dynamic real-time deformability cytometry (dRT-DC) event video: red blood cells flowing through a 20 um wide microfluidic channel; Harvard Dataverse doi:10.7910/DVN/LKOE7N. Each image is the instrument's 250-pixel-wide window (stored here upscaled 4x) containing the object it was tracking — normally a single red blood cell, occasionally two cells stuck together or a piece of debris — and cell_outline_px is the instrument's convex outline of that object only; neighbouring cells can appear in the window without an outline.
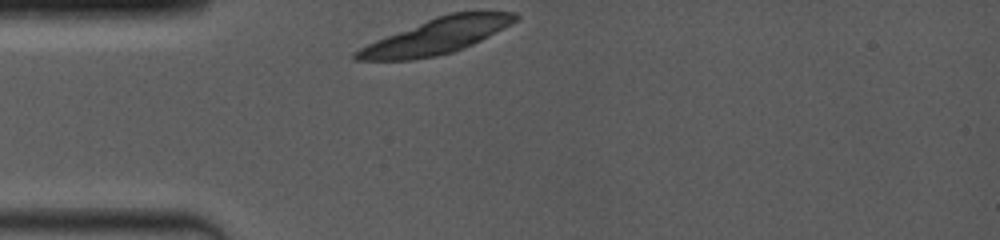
{"species": "common noctule bat (a hibernating species)", "species_latin": "Nyctalus noctula", "temperature_condition": "room temperature", "stored_images_in_passage": 1, "camera_frame_rate_fps": 4000, "um_per_image_px": 0.085, "animal": {"sex": "female", "body_mass_g": 19.0, "forearm_length_mm": 53.3}, "frame": {"image": 1, "passage_image": 1, "time_ms": 0.0, "image_size_px": [1000, 240], "cell_outline_px": [[520, 16], [512, 24], [464, 48], [452, 52], [436, 56], [412, 60], [352, 60], [352, 52], [376, 40], [436, 16], [452, 12], [516, 12]], "centroid_in_image_um": [37.08, 3.08], "position_along_channel_um": 47.9, "area_um2": 32.6}}